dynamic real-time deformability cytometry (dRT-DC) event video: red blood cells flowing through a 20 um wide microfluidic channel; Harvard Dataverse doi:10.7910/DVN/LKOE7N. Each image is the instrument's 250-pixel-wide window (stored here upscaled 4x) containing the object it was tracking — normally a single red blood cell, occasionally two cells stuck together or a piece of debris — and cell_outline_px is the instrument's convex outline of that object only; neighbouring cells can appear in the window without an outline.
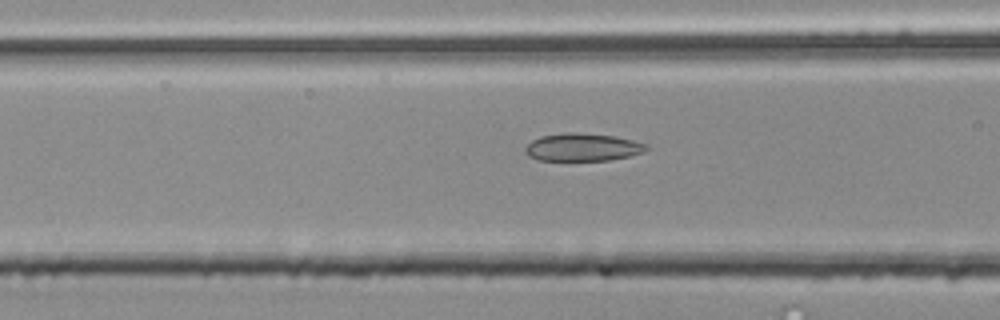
{"species": "common noctule bat (a hibernating species)", "species_latin": "Nyctalus noctula", "temperature_condition": "room temperature", "stored_images_in_passage": 29, "camera_frame_rate_fps": 3000, "um_per_image_px": 0.085, "animal": {"sex": "male", "body_mass_g": 20.4}, "frame": {"image": 1, "passage_image": 10, "time_ms": 3.0, "image_size_px": [1000, 320], "cell_outline_px": [[648, 148], [644, 152], [628, 156], [608, 160], [540, 160], [528, 156], [524, 152], [524, 148], [532, 140], [540, 136], [564, 132], [576, 132], [612, 136], [632, 140], [648, 144]], "centroid_in_image_um": [49.49, 12.51], "position_along_channel_um": 117.1, "area_um2": 19.54}}
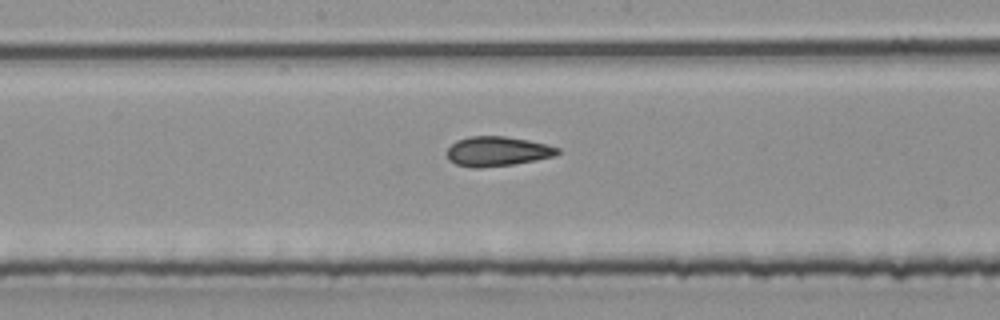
{"frame": {"image": 2, "passage_image": 17, "time_ms": 5.333, "image_size_px": [1000, 320], "cell_outline_px": [[560, 152], [556, 156], [536, 160], [512, 164], [480, 168], [472, 168], [456, 164], [448, 160], [448, 148], [456, 140], [468, 136], [504, 136], [528, 140], [548, 144], [560, 148]], "centroid_in_image_um": [42.29, 12.86], "position_along_channel_um": 205.9, "area_um2": 19.25}}
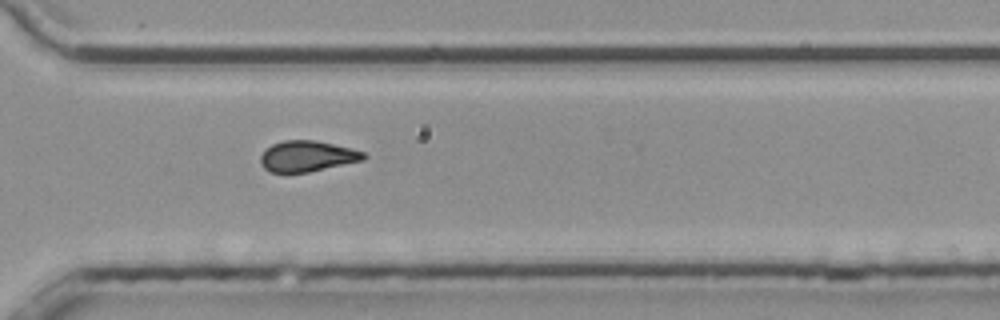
{"frame": {"image": 3, "passage_image": 28, "time_ms": 9.0, "image_size_px": [1000, 320], "cell_outline_px": [[368, 156], [364, 160], [308, 172], [268, 172], [260, 164], [260, 156], [264, 148], [272, 144], [284, 140], [316, 140], [352, 148], [364, 152]], "centroid_in_image_um": [26.1, 13.27], "position_along_channel_um": 344.5, "area_um2": 18.73}}